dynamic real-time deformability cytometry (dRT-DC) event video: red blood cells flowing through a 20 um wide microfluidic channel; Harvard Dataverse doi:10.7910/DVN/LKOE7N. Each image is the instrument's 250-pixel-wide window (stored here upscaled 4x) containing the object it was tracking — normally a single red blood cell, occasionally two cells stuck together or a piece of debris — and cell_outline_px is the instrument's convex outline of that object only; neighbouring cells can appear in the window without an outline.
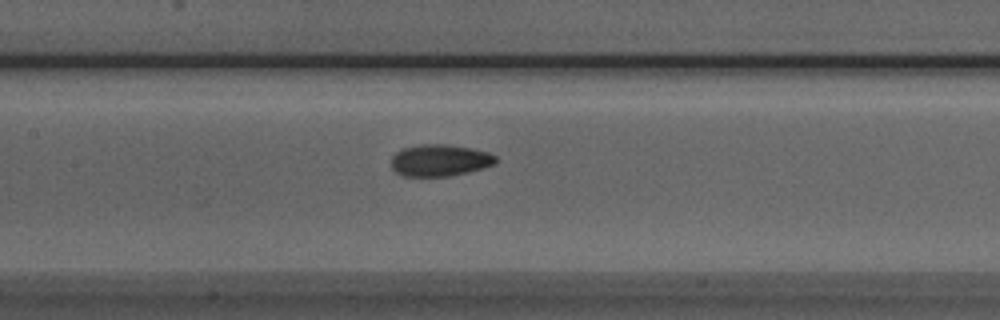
{"species": "Egyptian fruit bat (a non-hibernating species)", "species_latin": "Rousettus aegyptiacus", "temperature_condition": "room temperature", "stored_images_in_passage": 17, "camera_frame_rate_fps": 3000, "um_per_image_px": 0.085, "animal": {"sex": "male"}, "frame": {"image": 1, "passage_image": 12, "time_ms": 3.667, "image_size_px": [1000, 320], "cell_outline_px": [[500, 160], [496, 164], [468, 172], [448, 176], [404, 176], [396, 172], [392, 168], [392, 156], [396, 152], [404, 148], [420, 144], [448, 144], [472, 148], [488, 152], [496, 156]], "centroid_in_image_um": [37.42, 13.62], "position_along_channel_um": 170.0, "area_um2": 19.48}}
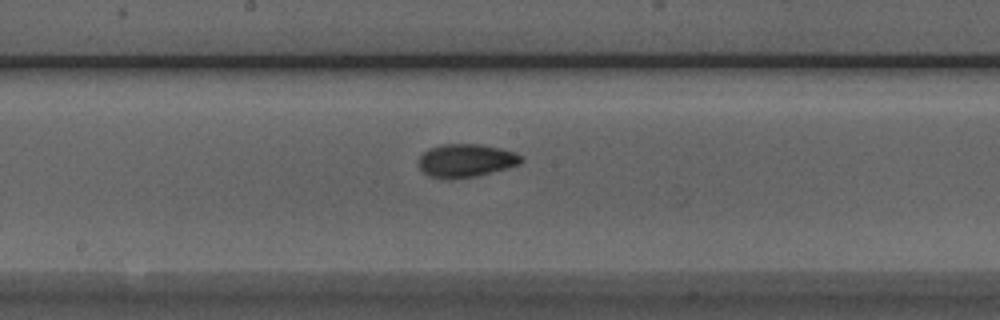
{"frame": {"image": 2, "passage_image": 15, "time_ms": 4.667, "image_size_px": [1000, 320], "cell_outline_px": [[524, 160], [520, 164], [508, 168], [476, 176], [448, 180], [444, 180], [428, 176], [420, 168], [420, 156], [428, 148], [440, 144], [480, 144], [500, 148], [516, 152], [524, 156]], "centroid_in_image_um": [39.63, 13.65], "position_along_channel_um": 208.6, "area_um2": 20.17}}